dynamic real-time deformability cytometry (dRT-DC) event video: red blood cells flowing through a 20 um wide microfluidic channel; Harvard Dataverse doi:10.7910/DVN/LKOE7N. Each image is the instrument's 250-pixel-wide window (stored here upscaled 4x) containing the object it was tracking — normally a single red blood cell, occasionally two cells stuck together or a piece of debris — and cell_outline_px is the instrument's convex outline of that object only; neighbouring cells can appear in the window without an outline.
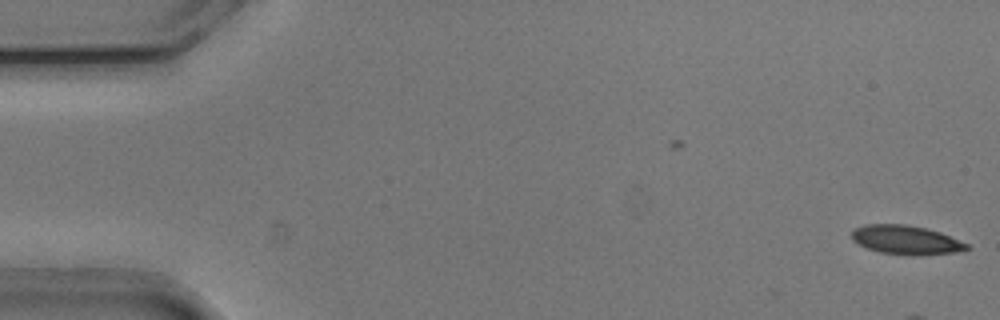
{"species": "common noctule bat (a hibernating species)", "species_latin": "Nyctalus noctula", "temperature_condition": "cold", "stored_images_in_passage": 8, "camera_frame_rate_fps": 3000, "um_per_image_px": 0.085, "animal": {"sex": "male", "body_mass_g": 20.5, "forearm_length_mm": 52.5}, "frame": {"image": 1, "passage_image": 1, "time_ms": 0.0, "image_size_px": [1000, 320], "cell_outline_px": [[968, 248], [956, 252], [880, 252], [868, 248], [852, 240], [852, 232], [856, 228], [864, 224], [908, 224], [940, 232], [968, 244]], "centroid_in_image_um": [76.94, 20.32], "position_along_channel_um": 8.1, "area_um2": 18.15}}